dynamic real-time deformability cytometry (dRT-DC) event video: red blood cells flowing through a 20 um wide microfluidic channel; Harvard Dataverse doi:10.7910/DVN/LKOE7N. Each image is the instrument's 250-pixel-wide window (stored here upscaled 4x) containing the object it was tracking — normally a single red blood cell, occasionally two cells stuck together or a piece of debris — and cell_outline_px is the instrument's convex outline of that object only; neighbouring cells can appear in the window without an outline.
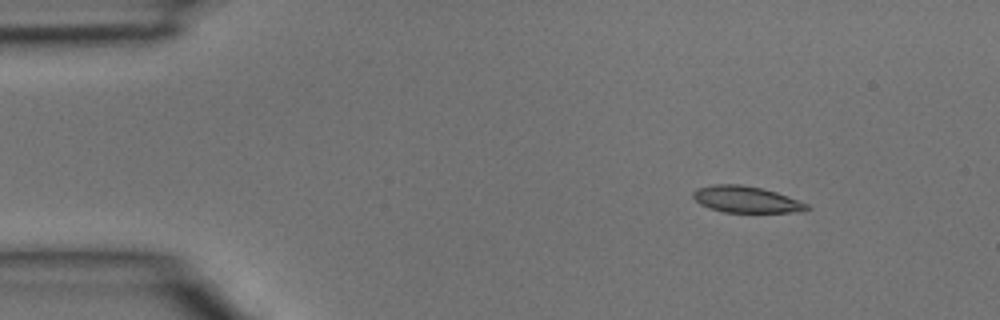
{"species": "common noctule bat (a hibernating species)", "species_latin": "Nyctalus noctula", "temperature_condition": "room temperature", "stored_images_in_passage": 4, "camera_frame_rate_fps": 3000, "um_per_image_px": 0.085, "animal": {"sex": "male", "body_mass_g": 15.6}, "frame": {"image": 1, "passage_image": 2, "time_ms": 0.333, "image_size_px": [1000, 320], "cell_outline_px": [[808, 208], [804, 212], [724, 212], [700, 204], [692, 196], [692, 192], [696, 188], [712, 184], [740, 184], [760, 188], [776, 192], [808, 204]], "centroid_in_image_um": [63.39, 16.94], "position_along_channel_um": 21.6, "area_um2": 17.4}}
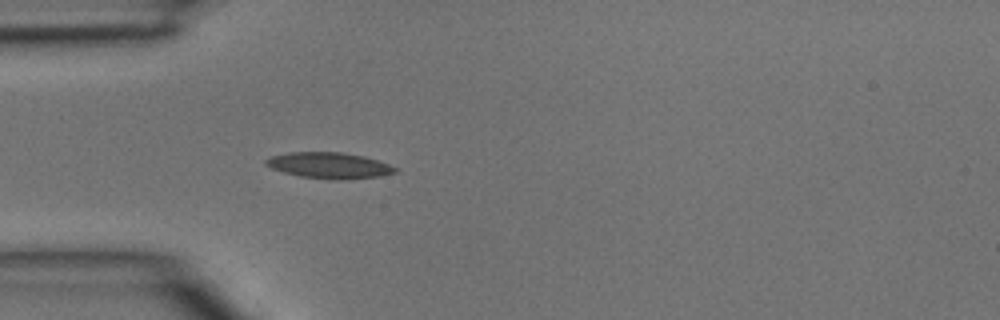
{"frame": {"image": 2, "passage_image": 4, "time_ms": 1.0, "image_size_px": [1000, 320], "cell_outline_px": [[400, 172], [380, 176], [344, 180], [336, 180], [300, 176], [284, 172], [272, 168], [264, 164], [264, 160], [272, 156], [288, 152], [340, 152], [364, 156], [400, 168]], "centroid_in_image_um": [28.03, 14.06], "position_along_channel_um": 57.0, "area_um2": 19.71}}